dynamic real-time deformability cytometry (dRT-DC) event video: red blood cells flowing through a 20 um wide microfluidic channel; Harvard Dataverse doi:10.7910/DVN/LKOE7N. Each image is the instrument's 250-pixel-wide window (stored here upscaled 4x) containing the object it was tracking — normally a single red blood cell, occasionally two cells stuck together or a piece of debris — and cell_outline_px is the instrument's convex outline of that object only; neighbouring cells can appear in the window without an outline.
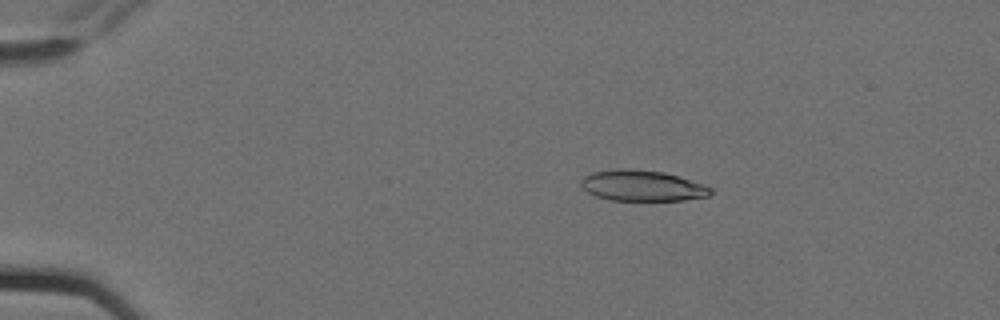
{"species": "Egyptian fruit bat (a non-hibernating species)", "species_latin": "Rousettus aegyptiacus", "temperature_condition": "cold", "stored_images_in_passage": 6, "camera_frame_rate_fps": 3000, "um_per_image_px": 0.085, "animal": {"sex": "female"}, "frame": {"image": 1, "passage_image": 4, "time_ms": 1.0, "image_size_px": [1000, 320], "cell_outline_px": [[712, 192], [708, 196], [684, 200], [608, 200], [596, 196], [588, 192], [580, 184], [580, 180], [584, 176], [592, 172], [620, 168], [628, 168], [664, 172], [712, 188]], "centroid_in_image_um": [54.53, 15.78], "position_along_channel_um": 30.5, "area_um2": 23.06}}